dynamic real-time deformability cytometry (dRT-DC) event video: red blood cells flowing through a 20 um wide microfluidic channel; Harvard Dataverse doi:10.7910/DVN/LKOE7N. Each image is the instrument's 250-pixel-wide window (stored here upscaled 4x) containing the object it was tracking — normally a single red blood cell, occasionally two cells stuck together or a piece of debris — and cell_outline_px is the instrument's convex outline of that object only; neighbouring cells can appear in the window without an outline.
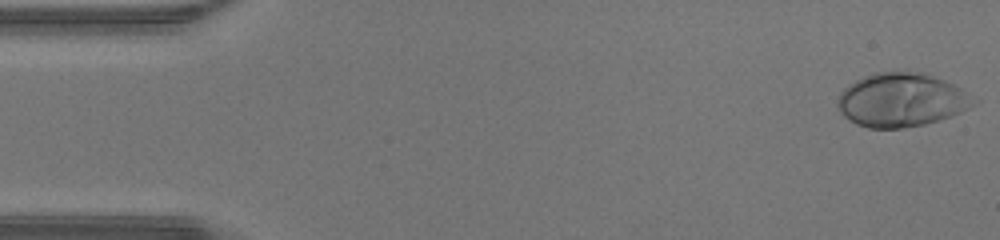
{"species": "human", "species_latin": "Homo sapiens", "temperature_condition": "warm", "stored_images_in_passage": 47, "camera_frame_rate_fps": 3000, "um_per_image_px": 0.085, "donor": {"sex": "male"}, "frame": {"image": 1, "passage_image": 1, "time_ms": 0.0, "image_size_px": [1000, 240], "cell_outline_px": [[980, 100], [976, 104], [960, 112], [924, 124], [900, 128], [868, 128], [856, 124], [844, 116], [840, 112], [836, 104], [836, 100], [840, 92], [844, 88], [856, 80], [864, 76], [876, 72], [920, 72], [944, 80], [952, 84]], "centroid_in_image_um": [76.59, 8.5], "position_along_channel_um": 8.4, "area_um2": 42.31}}
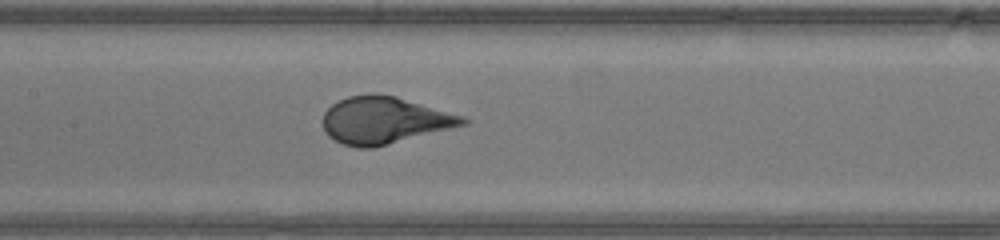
{"frame": {"image": 2, "passage_image": 22, "time_ms": 7.0, "image_size_px": [1000, 240], "cell_outline_px": [[468, 124], [372, 148], [356, 148], [344, 144], [328, 136], [324, 132], [324, 112], [332, 104], [348, 96], [372, 92], [396, 96], [464, 116], [468, 120]], "centroid_in_image_um": [32.66, 10.21], "position_along_channel_um": 174.7, "area_um2": 38.26}}
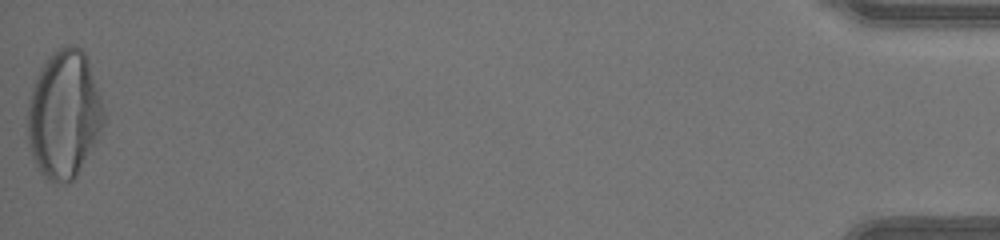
{"frame": {"image": 3, "passage_image": 47, "time_ms": 15.333, "image_size_px": [1000, 240], "cell_outline_px": [[104, 124], [76, 176], [72, 180], [48, 180], [36, 168], [32, 156], [28, 140], [28, 104], [32, 88], [40, 68], [52, 52], [68, 44], [76, 44], [84, 52], [88, 60], [100, 96], [104, 116]], "centroid_in_image_um": [5.43, 9.68], "position_along_channel_um": 429.8, "area_um2": 55.95}}